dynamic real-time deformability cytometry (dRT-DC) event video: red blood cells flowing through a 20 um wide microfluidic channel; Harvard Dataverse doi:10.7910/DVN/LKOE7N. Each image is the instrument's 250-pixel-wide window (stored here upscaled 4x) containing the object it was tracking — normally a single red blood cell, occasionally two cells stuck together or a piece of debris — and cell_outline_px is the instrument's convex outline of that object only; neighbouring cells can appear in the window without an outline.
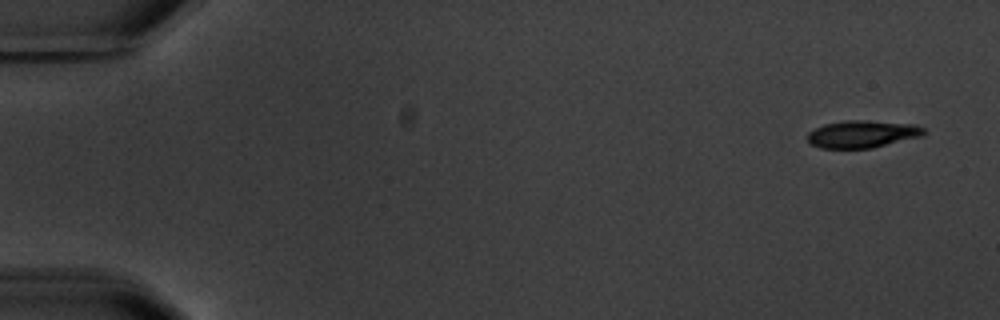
{"species": "common noctule bat (a hibernating species)", "species_latin": "Nyctalus noctula", "temperature_condition": "warm", "stored_images_in_passage": 5, "camera_frame_rate_fps": 3000, "um_per_image_px": 0.085, "animal": {"sex": "male", "body_mass_g": 20.1, "forearm_length_mm": 53.5}, "frame": {"image": 1, "passage_image": 1, "time_ms": 0.0, "image_size_px": [1000, 320], "cell_outline_px": [[928, 132], [924, 136], [872, 148], [820, 148], [812, 144], [808, 140], [808, 132], [824, 124], [844, 120], [864, 120], [916, 124], [924, 128]], "centroid_in_image_um": [73.36, 11.39], "position_along_channel_um": 11.6, "area_um2": 18.73}}
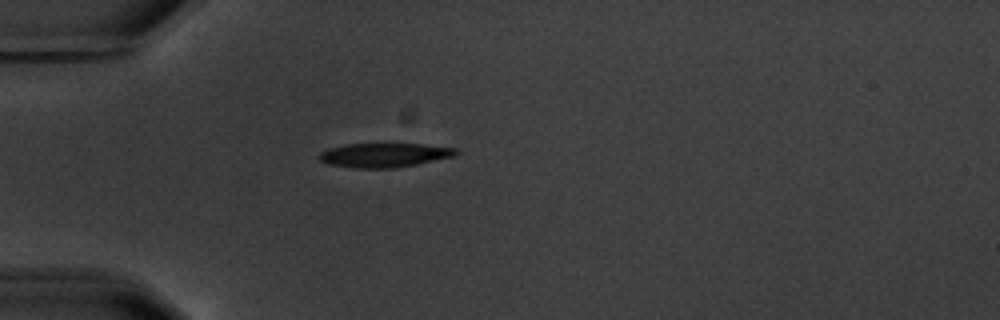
{"frame": {"image": 2, "passage_image": 5, "time_ms": 4.667, "image_size_px": [1000, 320], "cell_outline_px": [[460, 152], [456, 156], [396, 168], [352, 168], [328, 164], [320, 160], [316, 156], [320, 152], [328, 148], [348, 144], [424, 144], [456, 148]], "centroid_in_image_um": [32.66, 13.19], "position_along_channel_um": 52.3, "area_um2": 19.42}}